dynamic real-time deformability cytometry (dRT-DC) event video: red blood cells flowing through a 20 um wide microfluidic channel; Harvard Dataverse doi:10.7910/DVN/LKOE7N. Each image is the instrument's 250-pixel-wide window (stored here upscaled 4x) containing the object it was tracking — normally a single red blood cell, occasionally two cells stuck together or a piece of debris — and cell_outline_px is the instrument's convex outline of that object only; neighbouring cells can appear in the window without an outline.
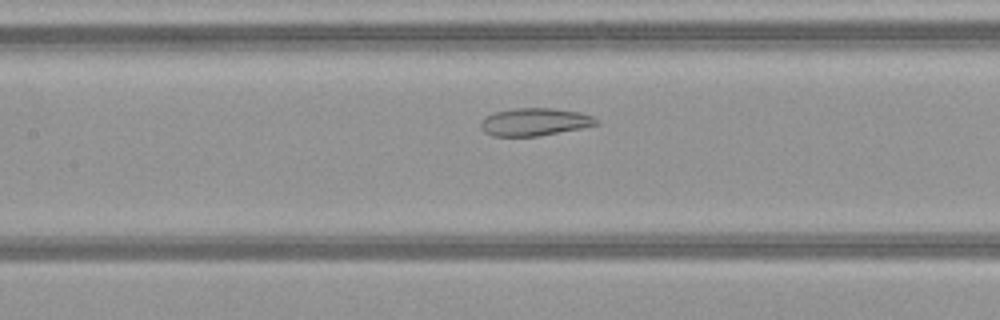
{"species": "common noctule bat (a hibernating species)", "species_latin": "Nyctalus noctula", "temperature_condition": "warm", "stored_images_in_passage": 41, "camera_frame_rate_fps": 3000, "um_per_image_px": 0.085, "animal": {"sex": "female", "body_mass_g": 21.9}, "frame": {"image": 1, "passage_image": 14, "time_ms": 4.333, "image_size_px": [1000, 320], "cell_outline_px": [[600, 124], [584, 128], [536, 136], [492, 136], [484, 132], [480, 128], [480, 120], [484, 116], [492, 112], [512, 108], [556, 108], [580, 112], [592, 116], [600, 120]], "centroid_in_image_um": [45.44, 10.35], "position_along_channel_um": 162.0, "area_um2": 19.07}}
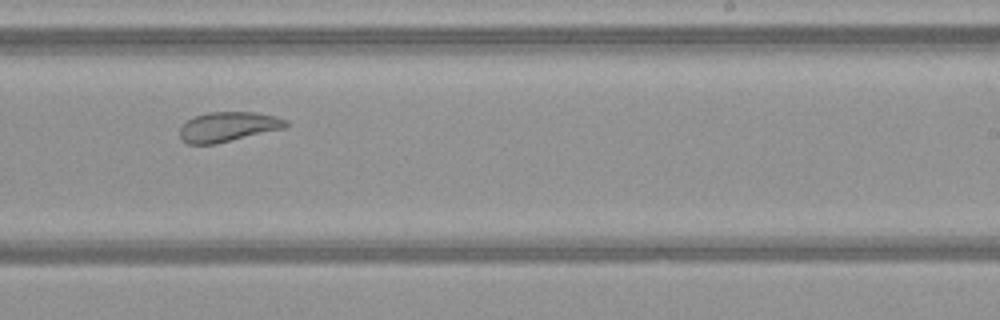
{"frame": {"image": 2, "passage_image": 22, "time_ms": 7.0, "image_size_px": [1000, 320], "cell_outline_px": [[288, 124], [284, 128], [216, 144], [188, 144], [180, 140], [180, 128], [188, 120], [196, 116], [208, 112], [256, 112], [276, 116], [288, 120]], "centroid_in_image_um": [19.39, 10.78], "position_along_channel_um": 269.6, "area_um2": 18.38}}
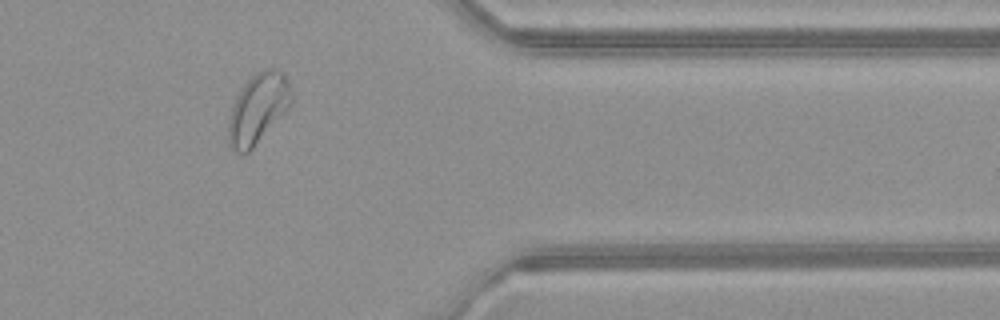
{"frame": {"image": 3, "passage_image": 32, "time_ms": 10.333, "image_size_px": [1000, 320], "cell_outline_px": [[292, 100], [288, 108], [252, 148], [248, 152], [236, 152], [228, 144], [228, 124], [232, 108], [236, 96], [244, 84], [256, 72], [264, 68], [272, 68], [280, 72], [284, 76], [288, 84], [292, 96]], "centroid_in_image_um": [21.9, 9.22], "position_along_channel_um": 389.5, "area_um2": 25.03}, "authors_computed_cell_mechanics": {"area_um2": 23.2934, "velocity_mm_per_s": 4.0544, "shape_relaxation_time_tau1_ms": null, "shape_relaxation_time_tau2_ms": 2.8478, "deformation_change_tau1": null, "deformation_change_tau2": 0.1031}}